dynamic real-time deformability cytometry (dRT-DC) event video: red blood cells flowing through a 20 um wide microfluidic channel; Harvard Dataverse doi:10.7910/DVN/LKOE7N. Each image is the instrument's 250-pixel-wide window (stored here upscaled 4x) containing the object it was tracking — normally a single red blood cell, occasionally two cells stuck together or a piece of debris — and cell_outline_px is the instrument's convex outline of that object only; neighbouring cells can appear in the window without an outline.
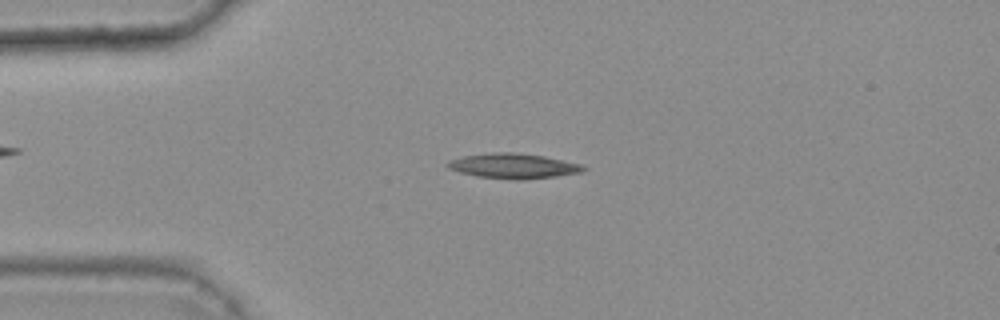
{"species": "common noctule bat (a hibernating species)", "species_latin": "Nyctalus noctula", "temperature_condition": "warm", "stored_images_in_passage": 41, "camera_frame_rate_fps": 3000, "um_per_image_px": 0.085, "animal": {"sex": "female", "body_mass_g": 25.1}, "frame": {"image": 1, "passage_image": 12, "time_ms": 3.667, "image_size_px": [1000, 320], "cell_outline_px": [[588, 168], [580, 172], [556, 176], [520, 180], [516, 180], [476, 176], [460, 172], [448, 168], [444, 164], [448, 160], [464, 156], [492, 152], [512, 152], [544, 156], [584, 164]], "centroid_in_image_um": [43.63, 14.1], "position_along_channel_um": 41.4, "area_um2": 19.88}}
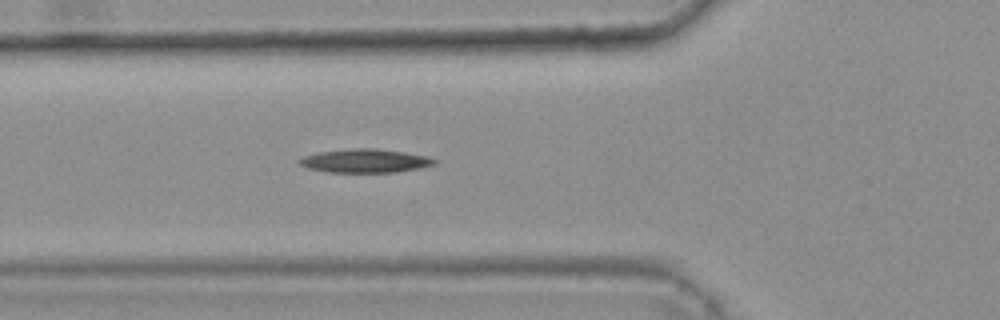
{"frame": {"image": 2, "passage_image": 18, "time_ms": 5.667, "image_size_px": [1000, 320], "cell_outline_px": [[436, 164], [420, 168], [396, 172], [328, 172], [308, 168], [300, 164], [296, 160], [304, 156], [320, 152], [352, 148], [376, 148], [404, 152], [428, 156], [436, 160]], "centroid_in_image_um": [31.05, 13.67], "position_along_channel_um": 94.8, "area_um2": 18.55}}
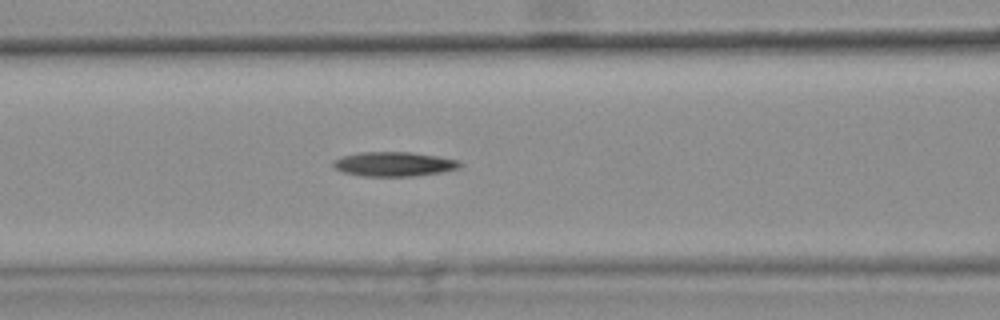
{"frame": {"image": 3, "passage_image": 21, "time_ms": 6.667, "image_size_px": [1000, 320], "cell_outline_px": [[464, 164], [460, 168], [440, 172], [416, 176], [364, 176], [344, 172], [336, 168], [332, 164], [332, 160], [344, 156], [360, 152], [412, 152], [460, 160]], "centroid_in_image_um": [33.53, 13.94], "position_along_channel_um": 133.1, "area_um2": 18.03}}